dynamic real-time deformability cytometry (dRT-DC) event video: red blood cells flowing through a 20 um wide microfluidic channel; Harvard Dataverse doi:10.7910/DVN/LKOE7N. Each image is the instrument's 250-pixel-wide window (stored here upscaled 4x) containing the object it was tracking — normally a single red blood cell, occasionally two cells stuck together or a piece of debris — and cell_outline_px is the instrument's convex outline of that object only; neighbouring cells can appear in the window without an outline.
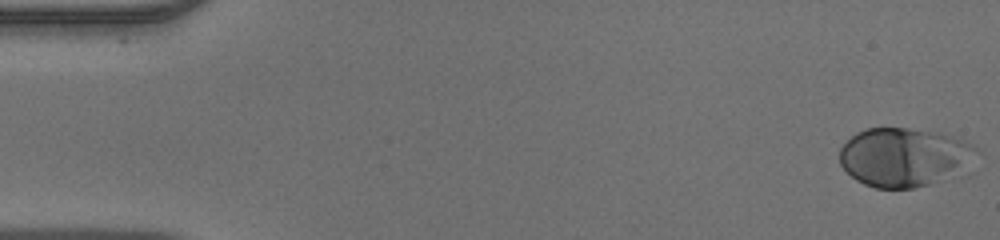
{"species": "human", "species_latin": "Homo sapiens", "temperature_condition": "warm", "stored_images_in_passage": 49, "camera_frame_rate_fps": 3000, "um_per_image_px": 0.085, "donor": {"sex": "male"}, "frame": {"image": 1, "passage_image": 1, "time_ms": 0.0, "image_size_px": [1000, 240], "cell_outline_px": [[980, 152], [928, 184], [912, 188], [876, 188], [864, 184], [856, 180], [840, 164], [840, 148], [856, 132], [868, 128], [904, 128], [940, 132], [952, 136], [972, 144]], "centroid_in_image_um": [76.7, 13.31], "position_along_channel_um": 8.3, "area_um2": 45.08}}
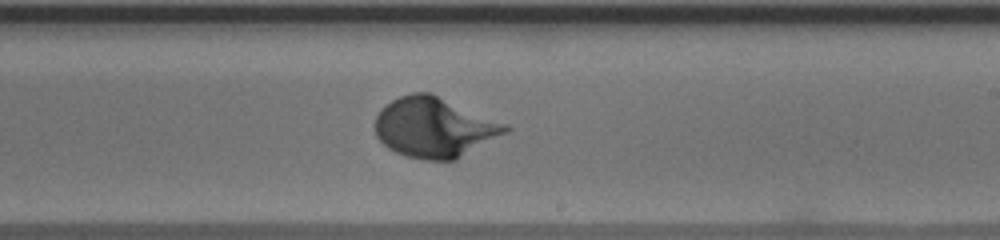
{"frame": {"image": 2, "passage_image": 29, "time_ms": 9.333, "image_size_px": [1000, 240], "cell_outline_px": [[512, 128], [508, 132], [456, 160], [420, 160], [404, 156], [388, 148], [376, 136], [376, 116], [380, 108], [384, 104], [400, 96], [412, 92], [432, 92], [508, 124]], "centroid_in_image_um": [36.94, 10.82], "position_along_channel_um": 252.1, "area_um2": 46.12}}
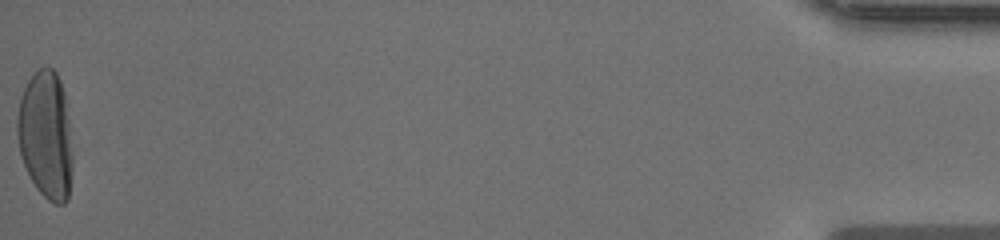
{"frame": {"image": 3, "passage_image": 49, "time_ms": 16.0, "image_size_px": [1000, 240], "cell_outline_px": [[72, 160], [68, 200], [64, 204], [56, 204], [48, 200], [36, 188], [24, 164], [20, 152], [16, 132], [16, 120], [20, 96], [28, 80], [40, 68], [52, 68], [56, 72], [60, 80], [64, 92], [68, 120], [72, 152]], "centroid_in_image_um": [3.88, 11.49], "position_along_channel_um": 431.3, "area_um2": 41.04}}